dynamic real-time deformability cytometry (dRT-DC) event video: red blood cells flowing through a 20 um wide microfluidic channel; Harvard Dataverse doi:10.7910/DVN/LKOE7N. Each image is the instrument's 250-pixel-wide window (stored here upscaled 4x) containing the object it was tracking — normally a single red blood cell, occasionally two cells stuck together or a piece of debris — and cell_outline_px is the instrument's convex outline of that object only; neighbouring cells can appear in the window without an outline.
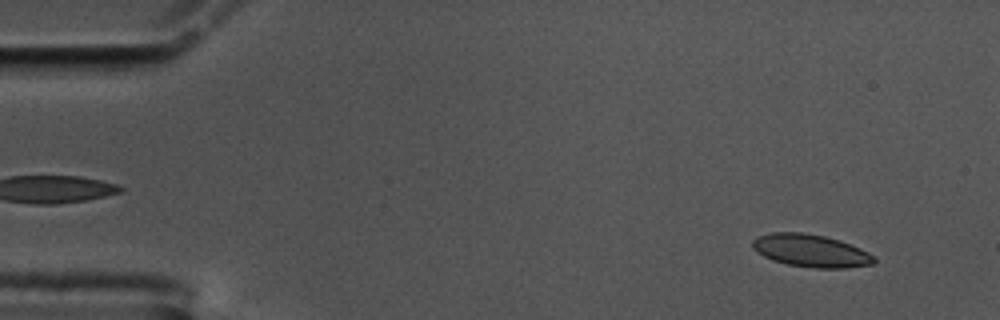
{"species": "common noctule bat (a hibernating species)", "species_latin": "Nyctalus noctula", "temperature_condition": "cold", "stored_images_in_passage": 57, "camera_frame_rate_fps": 3000, "um_per_image_px": 0.085, "animal": {"sex": "male", "body_mass_g": 17.5, "forearm_length_mm": 52.3}, "frame": {"image": 1, "passage_image": 4, "time_ms": 1.0, "image_size_px": [1000, 320], "cell_outline_px": [[876, 260], [872, 264], [848, 268], [816, 268], [788, 264], [772, 260], [764, 256], [752, 248], [752, 240], [756, 236], [772, 232], [800, 232], [824, 236], [840, 240], [860, 248], [868, 252]], "centroid_in_image_um": [68.89, 21.3], "position_along_channel_um": 16.1, "area_um2": 23.06}}
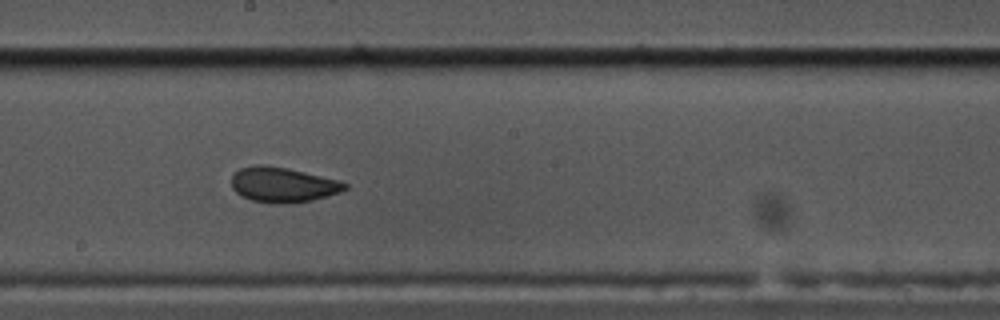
{"frame": {"image": 2, "passage_image": 31, "time_ms": 10.0, "image_size_px": [1000, 320], "cell_outline_px": [[348, 188], [340, 192], [328, 196], [312, 200], [288, 204], [272, 204], [252, 200], [236, 192], [232, 188], [232, 176], [240, 168], [256, 164], [264, 164], [288, 168], [340, 180], [348, 184]], "centroid_in_image_um": [24.07, 15.7], "position_along_channel_um": 224.1, "area_um2": 23.35}}
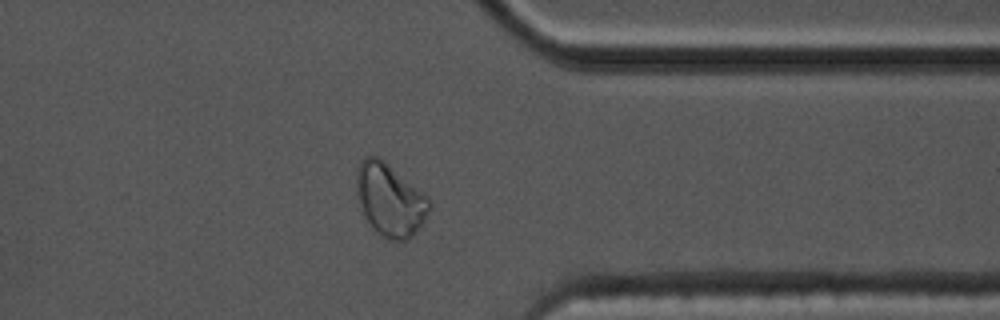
{"frame": {"image": 3, "passage_image": 45, "time_ms": 14.667, "image_size_px": [1000, 320], "cell_outline_px": [[432, 204], [420, 228], [408, 240], [388, 240], [376, 232], [372, 228], [364, 216], [356, 192], [356, 168], [360, 160], [364, 156], [376, 156], [384, 160], [428, 196]], "centroid_in_image_um": [33.13, 16.98], "position_along_channel_um": 378.3, "area_um2": 31.1}, "authors_computed_cell_mechanics": {"area_um2": 23.2934, "velocity_mm_per_s": 3.442, "shape_relaxation_time_tau1_ms": 5.4573, "shape_relaxation_time_tau2_ms": 1.2085, "deformation_change_tau1": 0.1361, "deformation_change_tau2": 0.0592}}